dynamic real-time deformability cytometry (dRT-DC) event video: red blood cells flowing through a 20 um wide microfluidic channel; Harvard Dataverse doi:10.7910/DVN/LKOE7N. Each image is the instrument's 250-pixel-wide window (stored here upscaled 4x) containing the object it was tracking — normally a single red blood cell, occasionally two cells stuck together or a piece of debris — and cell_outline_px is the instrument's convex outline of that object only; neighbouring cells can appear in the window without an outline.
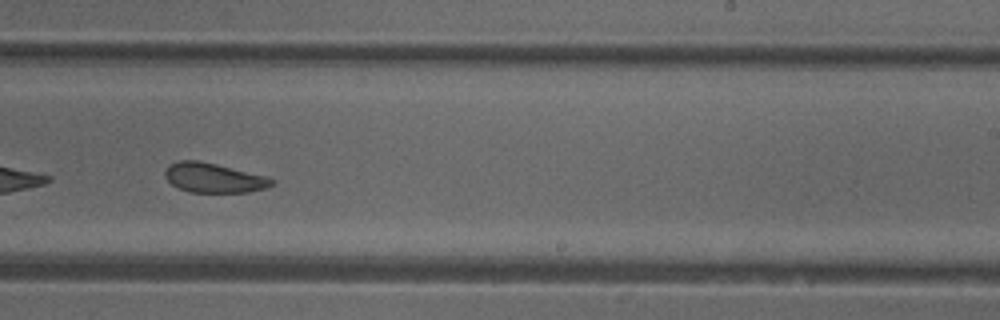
{"species": "common noctule bat (a hibernating species)", "species_latin": "Nyctalus noctula", "temperature_condition": "cold", "stored_images_in_passage": 38, "camera_frame_rate_fps": 3000, "um_per_image_px": 0.085, "animal": {"sex": "female"}, "frame": {"image": 1, "passage_image": 17, "time_ms": 5.333, "image_size_px": [1000, 320], "cell_outline_px": [[272, 184], [264, 188], [248, 192], [188, 192], [172, 184], [164, 176], [164, 172], [168, 164], [176, 160], [200, 160], [268, 176], [272, 180]], "centroid_in_image_um": [18.11, 15.09], "position_along_channel_um": 270.9, "area_um2": 18.44}, "authors_computed_cell_mechanics": {"area_um2": 19.5075, "velocity_mm_per_s": 3.9552, "shape_relaxation_time_tau1_ms": null, "shape_relaxation_time_tau2_ms": 2.9354, "deformation_change_tau1": null, "deformation_change_tau2": 0.0887}}